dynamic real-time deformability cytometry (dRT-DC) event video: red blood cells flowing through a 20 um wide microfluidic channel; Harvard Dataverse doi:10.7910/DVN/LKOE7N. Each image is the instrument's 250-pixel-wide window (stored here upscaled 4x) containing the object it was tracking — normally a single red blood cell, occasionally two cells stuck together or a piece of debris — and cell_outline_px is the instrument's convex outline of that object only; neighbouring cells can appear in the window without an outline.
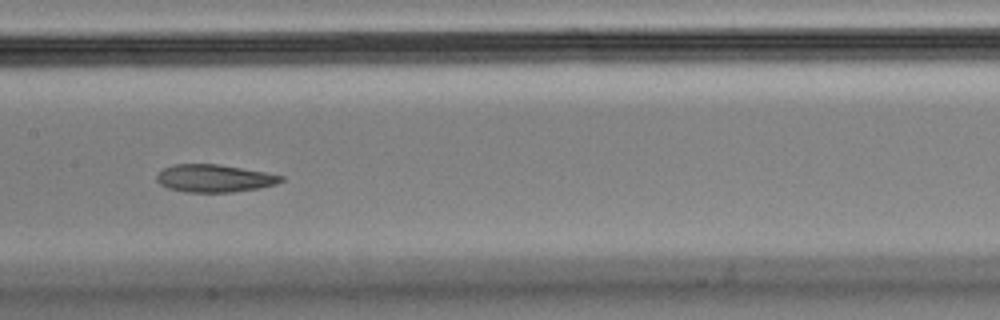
{"species": "Egyptian fruit bat (a non-hibernating species)", "species_latin": "Rousettus aegyptiacus", "temperature_condition": "cold", "stored_images_in_passage": 9, "camera_frame_rate_fps": 3000, "um_per_image_px": 0.085, "animal": {"sex": "male"}, "frame": {"image": 1, "passage_image": 8, "time_ms": 2.333, "image_size_px": [1000, 320], "cell_outline_px": [[284, 180], [276, 184], [260, 188], [232, 192], [184, 192], [168, 188], [160, 184], [156, 180], [156, 176], [164, 168], [172, 164], [216, 164], [264, 172], [284, 176]], "centroid_in_image_um": [18.2, 15.16], "position_along_channel_um": 189.2, "area_um2": 19.94}}
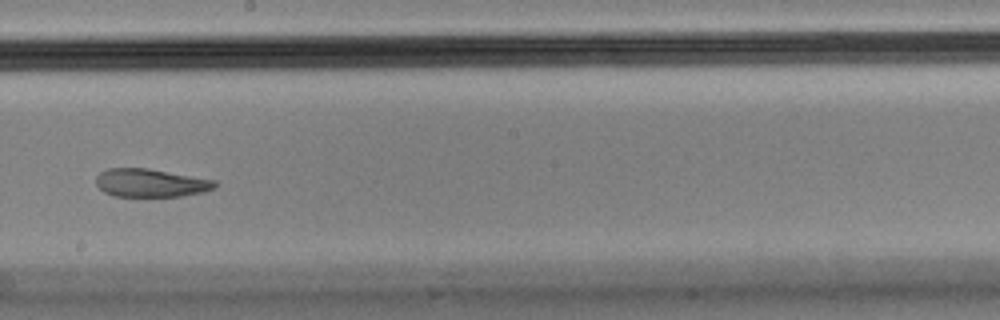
{"frame": {"image": 2, "passage_image": 9, "time_ms": 2.667, "image_size_px": [1000, 320], "cell_outline_px": [[216, 188], [204, 192], [180, 196], [112, 196], [104, 192], [96, 184], [96, 176], [100, 172], [108, 168], [148, 168], [216, 180]], "centroid_in_image_um": [12.81, 15.54], "position_along_channel_um": 235.4, "area_um2": 19.59}}